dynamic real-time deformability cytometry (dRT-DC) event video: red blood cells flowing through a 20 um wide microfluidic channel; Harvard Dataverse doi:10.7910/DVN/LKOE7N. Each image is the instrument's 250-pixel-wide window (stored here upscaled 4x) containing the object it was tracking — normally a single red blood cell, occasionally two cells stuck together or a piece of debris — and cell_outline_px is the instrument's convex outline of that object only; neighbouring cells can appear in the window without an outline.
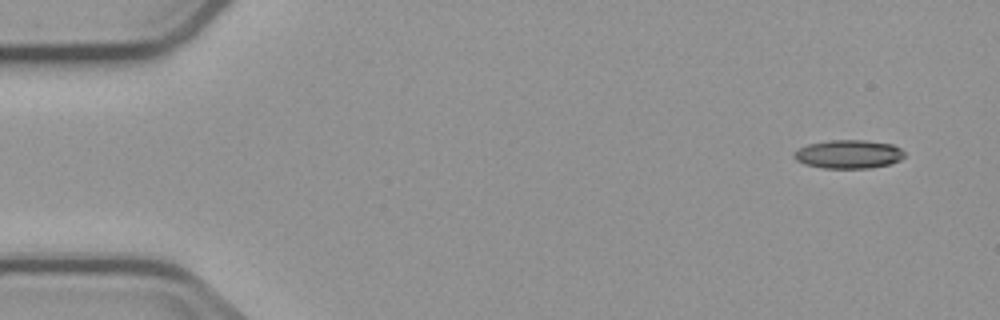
{"species": "common noctule bat (a hibernating species)", "species_latin": "Nyctalus noctula", "temperature_condition": "cold", "stored_images_in_passage": 7, "camera_frame_rate_fps": 3000, "um_per_image_px": 0.085, "animal": {"sex": "male", "body_mass_g": 23.1, "forearm_length_mm": 52.7}, "frame": {"image": 1, "passage_image": 1, "time_ms": 0.0, "image_size_px": [1000, 320], "cell_outline_px": [[904, 156], [900, 160], [888, 164], [868, 168], [824, 168], [804, 164], [796, 160], [792, 156], [792, 152], [808, 144], [832, 140], [864, 140], [892, 144], [900, 148], [904, 152]], "centroid_in_image_um": [72.1, 13.1], "position_along_channel_um": 12.9, "area_um2": 18.32}}
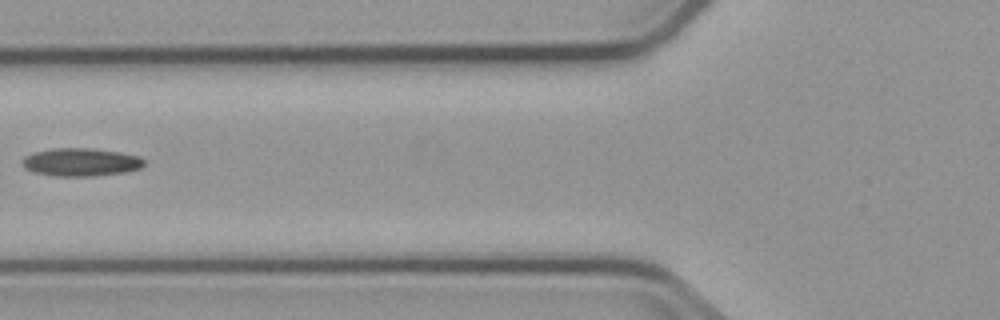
{"frame": {"image": 2, "passage_image": 6, "time_ms": 6.0, "image_size_px": [1000, 320], "cell_outline_px": [[144, 164], [140, 168], [124, 172], [92, 176], [56, 176], [36, 172], [24, 168], [24, 156], [32, 152], [52, 148], [88, 148], [120, 152], [140, 156], [144, 160]], "centroid_in_image_um": [6.88, 13.77], "position_along_channel_um": 118.9, "area_um2": 19.77}}
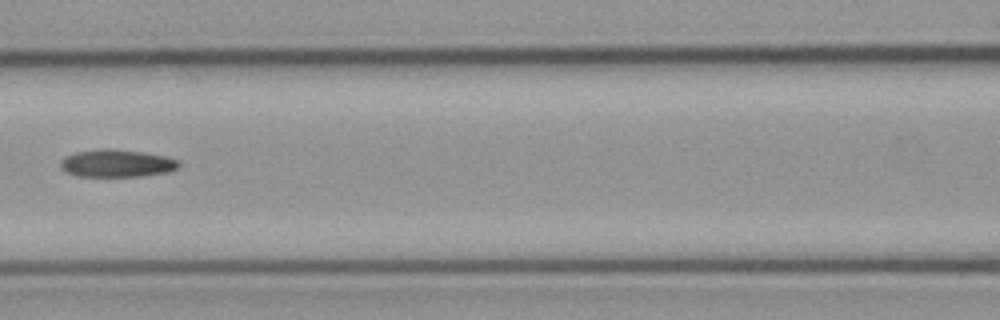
{"frame": {"image": 3, "passage_image": 7, "time_ms": 7.0, "image_size_px": [1000, 320], "cell_outline_px": [[180, 164], [176, 168], [168, 172], [140, 176], [76, 176], [60, 168], [60, 164], [68, 156], [76, 152], [104, 148], [112, 148], [140, 152], [164, 156], [180, 160]], "centroid_in_image_um": [9.95, 13.88], "position_along_channel_um": 156.7, "area_um2": 18.73}}